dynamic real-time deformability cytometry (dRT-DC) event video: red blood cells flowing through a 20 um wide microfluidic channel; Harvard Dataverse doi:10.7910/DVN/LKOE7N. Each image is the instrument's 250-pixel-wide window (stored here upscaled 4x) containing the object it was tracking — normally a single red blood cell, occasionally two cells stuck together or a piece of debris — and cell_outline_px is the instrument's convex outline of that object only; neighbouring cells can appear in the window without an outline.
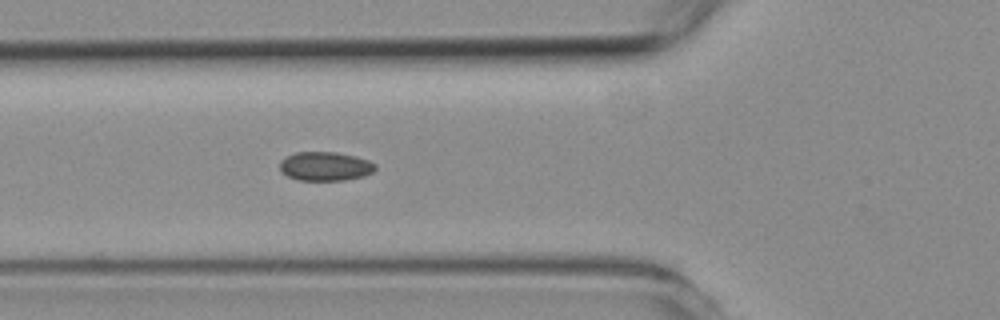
{"species": "common noctule bat (a hibernating species)", "species_latin": "Nyctalus noctula", "temperature_condition": "room temperature", "stored_images_in_passage": 5, "camera_frame_rate_fps": 3000, "um_per_image_px": 0.085, "animal": {"sex": "female", "body_mass_g": 19.3, "forearm_length_mm": 54.1}, "frame": {"image": 1, "passage_image": 4, "time_ms": 3.333, "image_size_px": [1000, 320], "cell_outline_px": [[376, 168], [372, 172], [364, 176], [344, 180], [300, 180], [288, 176], [280, 172], [280, 160], [296, 152], [336, 152], [356, 156], [368, 160], [376, 164]], "centroid_in_image_um": [27.65, 14.13], "position_along_channel_um": 98.2, "area_um2": 16.13}}